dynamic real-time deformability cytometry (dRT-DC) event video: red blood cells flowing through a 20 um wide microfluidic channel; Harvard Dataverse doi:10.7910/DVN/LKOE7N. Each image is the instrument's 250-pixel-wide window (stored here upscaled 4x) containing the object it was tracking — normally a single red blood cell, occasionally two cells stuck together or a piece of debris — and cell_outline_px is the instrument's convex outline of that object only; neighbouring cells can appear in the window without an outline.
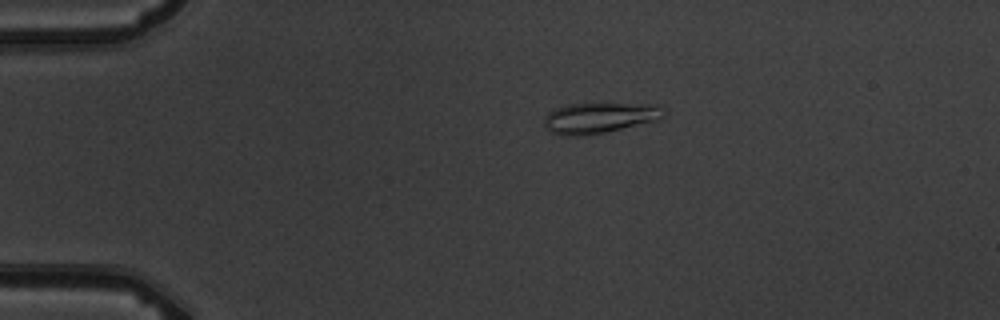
{"species": "common noctule bat (a hibernating species)", "species_latin": "Nyctalus noctula", "temperature_condition": "warm", "stored_images_in_passage": 5, "camera_frame_rate_fps": 3000, "um_per_image_px": 0.085, "animal": {"sex": "male", "body_mass_g": 19.5, "forearm_length_mm": 54.6}, "frame": {"image": 1, "passage_image": 3, "time_ms": 2.333, "image_size_px": [1000, 320], "cell_outline_px": [[668, 112], [664, 116], [656, 120], [588, 136], [560, 136], [552, 132], [544, 124], [544, 120], [548, 112], [556, 108], [568, 104], [656, 104], [664, 108]], "centroid_in_image_um": [50.96, 10.02], "position_along_channel_um": 34.0, "area_um2": 21.33}}